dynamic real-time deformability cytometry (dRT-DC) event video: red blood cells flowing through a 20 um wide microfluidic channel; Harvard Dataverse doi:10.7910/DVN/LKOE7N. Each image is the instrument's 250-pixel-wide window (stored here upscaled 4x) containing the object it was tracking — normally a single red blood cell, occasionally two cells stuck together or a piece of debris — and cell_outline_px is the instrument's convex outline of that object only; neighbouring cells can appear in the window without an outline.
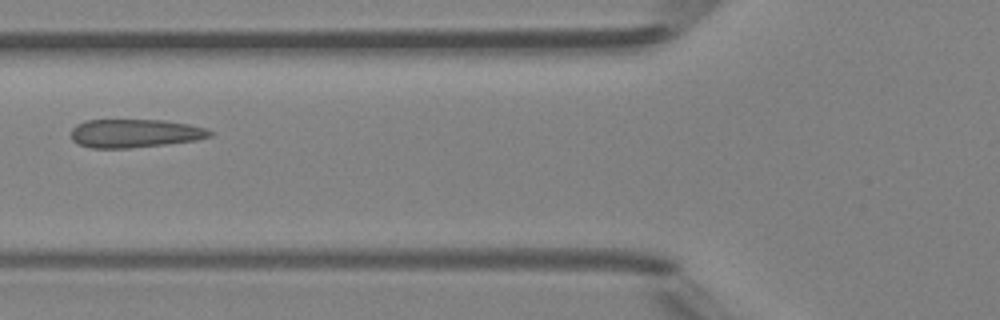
{"species": "Egyptian fruit bat (a non-hibernating species)", "species_latin": "Rousettus aegyptiacus", "temperature_condition": "room temperature", "stored_images_in_passage": 7, "camera_frame_rate_fps": 3000, "um_per_image_px": 0.085, "animal": {"sex": "female"}, "frame": {"image": 1, "passage_image": 6, "time_ms": 5.667, "image_size_px": [1000, 320], "cell_outline_px": [[212, 136], [196, 140], [164, 144], [128, 148], [92, 148], [76, 144], [72, 140], [72, 128], [76, 124], [88, 120], [164, 120], [188, 124], [204, 128], [212, 132]], "centroid_in_image_um": [11.42, 11.33], "position_along_channel_um": 114.4, "area_um2": 22.89}}
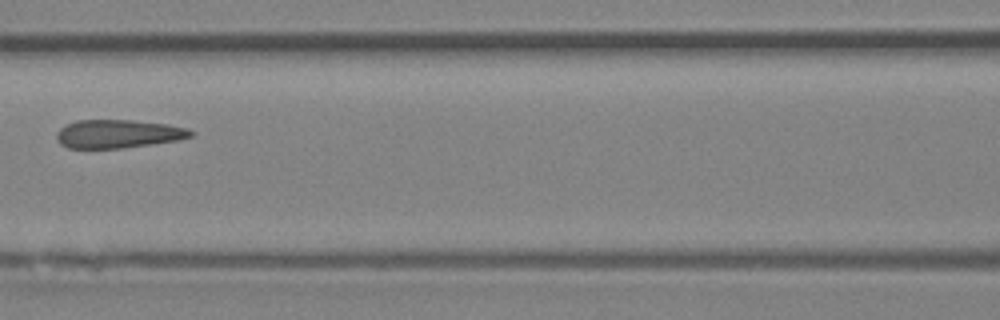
{"frame": {"image": 2, "passage_image": 7, "time_ms": 6.667, "image_size_px": [1000, 320], "cell_outline_px": [[196, 132], [192, 136], [176, 140], [152, 144], [124, 148], [68, 148], [60, 144], [56, 140], [56, 132], [60, 128], [76, 120], [132, 120], [168, 124], [188, 128]], "centroid_in_image_um": [10.04, 11.38], "position_along_channel_um": 156.6, "area_um2": 22.31}}